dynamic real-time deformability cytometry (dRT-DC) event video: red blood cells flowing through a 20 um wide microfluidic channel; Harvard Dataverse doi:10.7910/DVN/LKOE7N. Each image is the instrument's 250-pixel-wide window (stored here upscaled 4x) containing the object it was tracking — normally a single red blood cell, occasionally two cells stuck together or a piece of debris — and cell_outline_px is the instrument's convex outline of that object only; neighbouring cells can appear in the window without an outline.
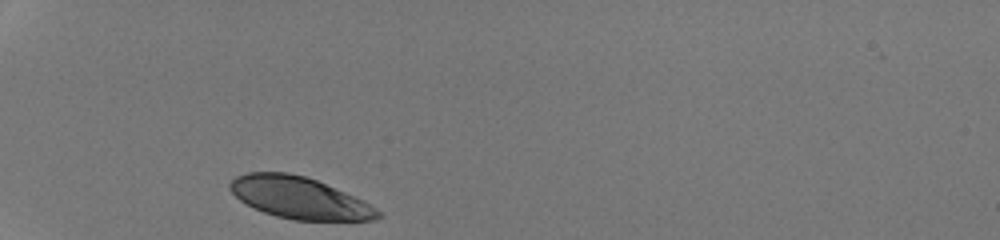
{"species": "human", "species_latin": "Homo sapiens", "temperature_condition": "room temperature", "stored_images_in_passage": 27, "camera_frame_rate_fps": 3000, "um_per_image_px": 0.085, "donor": {"sex": "male"}, "frame": {"image": 1, "passage_image": 1, "time_ms": 0.0, "image_size_px": [1000, 240], "cell_outline_px": [[384, 216], [376, 220], [292, 220], [276, 216], [264, 212], [240, 200], [228, 188], [228, 184], [236, 176], [248, 172], [288, 172], [304, 176], [316, 180], [364, 200], [384, 212]], "centroid_in_image_um": [25.5, 16.82], "position_along_channel_um": 59.5, "area_um2": 36.01}}
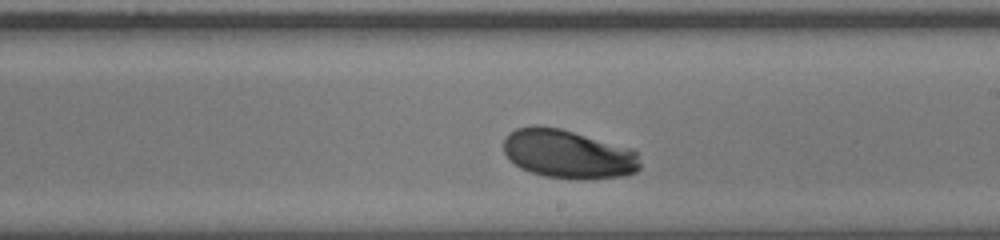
{"frame": {"image": 2, "passage_image": 16, "time_ms": 5.0, "image_size_px": [1000, 240], "cell_outline_px": [[640, 168], [636, 172], [624, 176], [584, 180], [576, 180], [544, 176], [520, 168], [504, 152], [504, 136], [508, 132], [516, 128], [532, 124], [540, 124], [560, 128], [632, 148], [636, 152], [640, 164]], "centroid_in_image_um": [48.28, 13.08], "position_along_channel_um": 240.7, "area_um2": 39.3}}
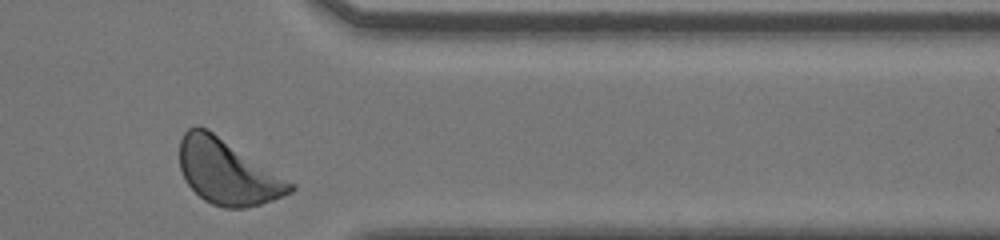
{"frame": {"image": 3, "passage_image": 27, "time_ms": 8.667, "image_size_px": [1000, 240], "cell_outline_px": [[296, 188], [292, 192], [272, 200], [260, 204], [244, 208], [224, 208], [212, 204], [204, 200], [188, 184], [180, 168], [180, 140], [184, 132], [188, 128], [196, 124], [208, 128], [296, 184]], "centroid_in_image_um": [19.35, 14.59], "position_along_channel_um": 392.1, "area_um2": 42.02}, "authors_computed_cell_mechanics": {"area_um2": 38.6104, "velocity_mm_per_s": 4.1954, "shape_relaxation_time_tau1_ms": 1.8459, "shape_relaxation_time_tau2_ms": null, "deformation_change_tau1": 0.1107, "deformation_change_tau2": null}}